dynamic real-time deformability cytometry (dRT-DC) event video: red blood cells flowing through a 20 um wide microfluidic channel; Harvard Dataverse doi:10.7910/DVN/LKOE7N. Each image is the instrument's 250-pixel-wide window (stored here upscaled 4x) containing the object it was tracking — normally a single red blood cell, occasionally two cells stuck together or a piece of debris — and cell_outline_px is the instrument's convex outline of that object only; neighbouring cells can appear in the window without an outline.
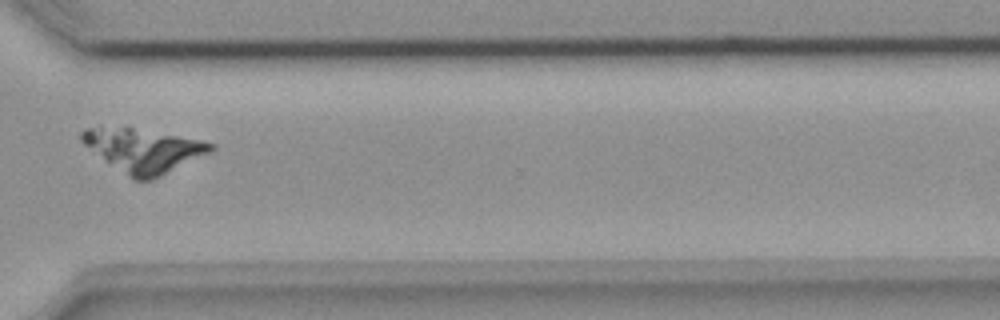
{"species": "common noctule bat (a hibernating species)", "species_latin": "Nyctalus noctula", "temperature_condition": "room temperature", "stored_images_in_passage": 49, "segment_of_instrument_passage": [2, 2], "camera_frame_rate_fps": 3000, "um_per_image_px": 0.085, "animal": {"sex": "female", "body_mass_g": 18.4}, "frame": {"image": 1, "passage_image": 37, "time_ms": 12.0, "image_size_px": [1000, 320], "cell_outline_px": [[216, 148], [212, 152], [152, 180], [136, 180], [84, 144], [80, 140], [80, 132], [84, 128], [100, 124], [132, 128], [200, 140], [216, 144]], "centroid_in_image_um": [12.2, 12.74], "position_along_channel_um": 358.4, "area_um2": 32.37}}
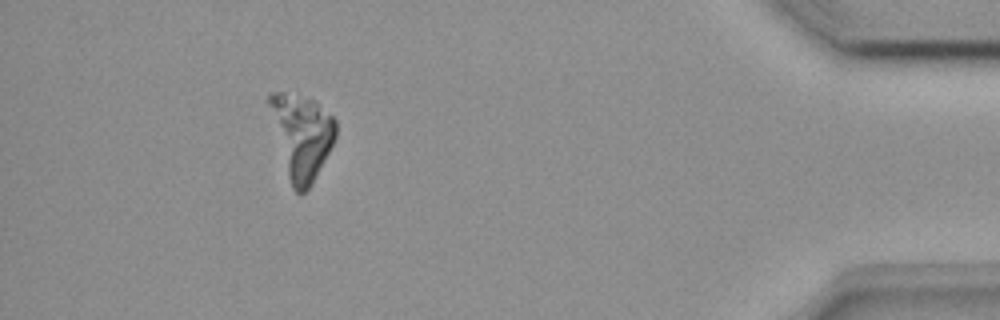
{"frame": {"image": 2, "passage_image": 45, "time_ms": 14.667, "image_size_px": [1000, 320], "cell_outline_px": [[336, 136], [312, 184], [300, 196], [292, 188], [288, 176], [268, 104], [268, 92], [284, 92], [316, 100], [336, 120]], "centroid_in_image_um": [25.65, 11.56], "position_along_channel_um": 409.6, "area_um2": 32.08}}